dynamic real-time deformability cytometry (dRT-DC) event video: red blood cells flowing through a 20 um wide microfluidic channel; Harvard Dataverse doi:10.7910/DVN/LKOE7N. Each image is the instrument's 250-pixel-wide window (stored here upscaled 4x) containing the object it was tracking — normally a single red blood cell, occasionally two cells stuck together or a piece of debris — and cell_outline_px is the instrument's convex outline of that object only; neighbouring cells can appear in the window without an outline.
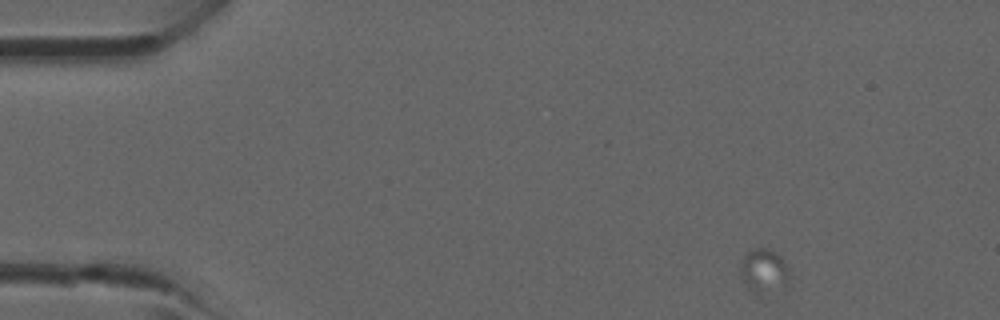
{"species": "common noctule bat (a hibernating species)", "species_latin": "Nyctalus noctula", "temperature_condition": "room temperature", "stored_images_in_passage": 3, "camera_frame_rate_fps": 3000, "um_per_image_px": 0.085, "animal": {"sex": "male", "forearm_length_mm": 52.5}, "frame": {"image": 1, "passage_image": 1, "time_ms": 0.0, "image_size_px": [1000, 320], "cell_outline_px": [[788, 284], [784, 288], [760, 296], [748, 288], [744, 284], [740, 276], [740, 268], [744, 256], [752, 248], [768, 248], [776, 252], [780, 256], [788, 268]], "centroid_in_image_um": [64.93, 23.06], "position_along_channel_um": 20.1, "area_um2": 12.83}}